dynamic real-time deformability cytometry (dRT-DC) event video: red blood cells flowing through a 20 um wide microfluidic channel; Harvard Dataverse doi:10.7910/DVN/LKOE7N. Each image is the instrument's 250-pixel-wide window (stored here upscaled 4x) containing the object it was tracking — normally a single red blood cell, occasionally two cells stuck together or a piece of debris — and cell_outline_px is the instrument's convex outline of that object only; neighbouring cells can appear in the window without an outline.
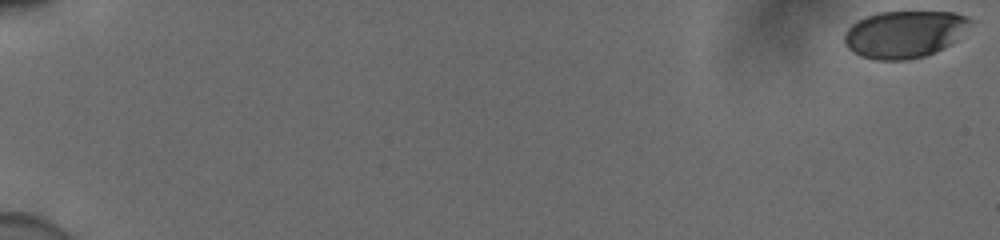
{"species": "human", "species_latin": "Homo sapiens", "temperature_condition": "cold", "stored_images_in_passage": 51, "camera_frame_rate_fps": 3000, "um_per_image_px": 0.085, "donor": {"sex": "male"}, "frame": {"image": 1, "passage_image": 1, "time_ms": 0.0, "image_size_px": [1000, 240], "cell_outline_px": [[972, 20], [948, 44], [924, 56], [908, 60], [876, 60], [860, 56], [852, 52], [848, 48], [844, 40], [844, 36], [848, 28], [852, 24], [868, 16], [880, 12], [952, 12], [964, 16]], "centroid_in_image_um": [76.77, 2.91], "position_along_channel_um": 8.2, "area_um2": 33.64}}
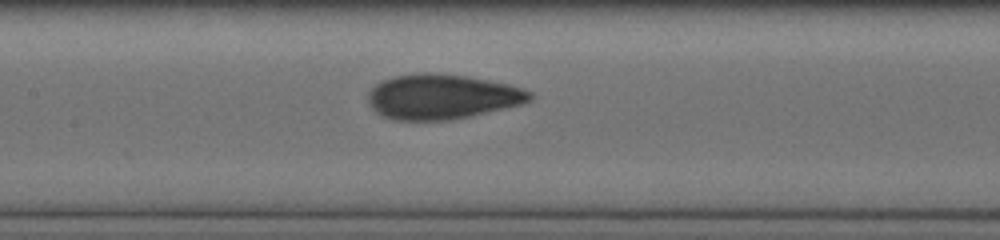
{"frame": {"image": 2, "passage_image": 30, "time_ms": 9.667, "image_size_px": [1000, 240], "cell_outline_px": [[532, 100], [520, 104], [452, 120], [396, 120], [384, 116], [376, 112], [372, 108], [368, 100], [368, 92], [380, 80], [396, 76], [416, 72], [436, 72], [464, 76], [508, 84], [532, 92]], "centroid_in_image_um": [37.52, 8.21], "position_along_channel_um": 169.9, "area_um2": 42.19}}
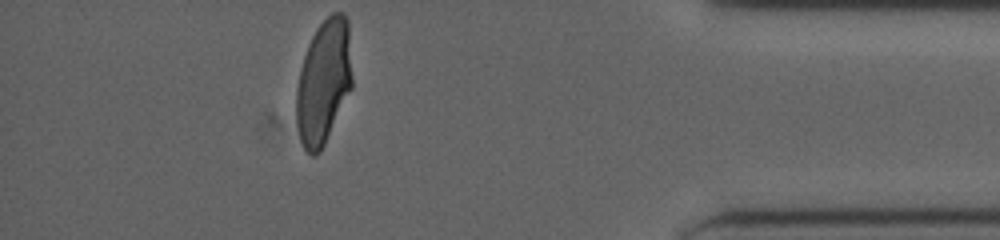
{"frame": {"image": 3, "passage_image": 51, "time_ms": 16.667, "image_size_px": [1000, 240], "cell_outline_px": [[352, 88], [320, 152], [316, 156], [312, 156], [304, 148], [300, 140], [296, 124], [296, 88], [300, 68], [308, 44], [316, 28], [332, 12], [344, 12], [348, 20], [352, 76]], "centroid_in_image_um": [27.5, 6.95], "position_along_channel_um": 407.7, "area_um2": 40.69}, "authors_computed_cell_mechanics": {"area_um2": 40.5756, "velocity_mm_per_s": 3.891, "shape_relaxation_time_tau1_ms": 5.6129, "shape_relaxation_time_tau2_ms": 0.6858, "deformation_change_tau1": 0.1942, "deformation_change_tau2": 0.0547}}